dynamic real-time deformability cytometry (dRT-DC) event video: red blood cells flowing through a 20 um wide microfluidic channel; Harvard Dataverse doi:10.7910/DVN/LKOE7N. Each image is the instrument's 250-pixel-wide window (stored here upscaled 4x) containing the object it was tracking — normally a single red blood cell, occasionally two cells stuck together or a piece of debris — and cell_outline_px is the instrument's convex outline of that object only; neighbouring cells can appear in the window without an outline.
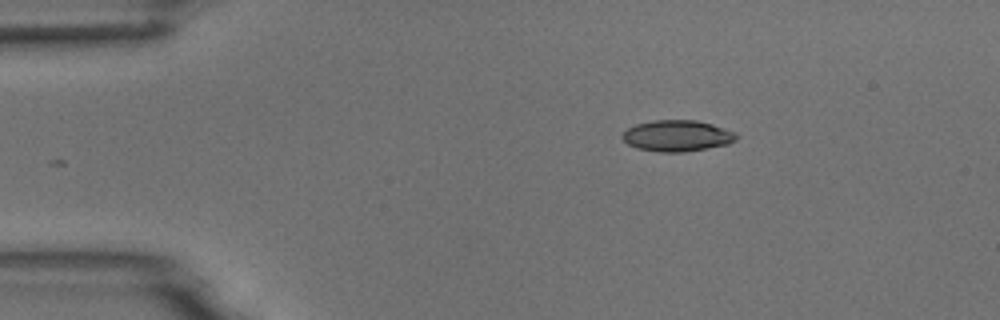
{"species": "common noctule bat (a hibernating species)", "species_latin": "Nyctalus noctula", "temperature_condition": "room temperature", "stored_images_in_passage": 46, "camera_frame_rate_fps": 3000, "um_per_image_px": 0.085, "animal": {"sex": "male", "body_mass_g": 18.8}, "frame": {"image": 1, "passage_image": 1, "time_ms": 0.0, "image_size_px": [1000, 320], "cell_outline_px": [[740, 136], [736, 140], [728, 144], [684, 152], [660, 152], [636, 148], [628, 144], [620, 136], [628, 128], [636, 124], [652, 120], [696, 120], [712, 124], [736, 132]], "centroid_in_image_um": [57.57, 11.54], "position_along_channel_um": 27.4, "area_um2": 20.81}}
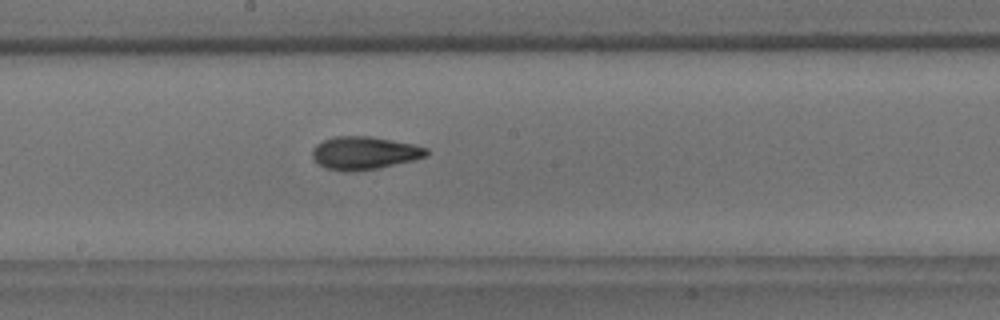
{"frame": {"image": 2, "passage_image": 21, "time_ms": 6.667, "image_size_px": [1000, 320], "cell_outline_px": [[428, 156], [380, 168], [344, 172], [324, 168], [316, 164], [312, 160], [312, 152], [316, 144], [332, 136], [368, 136], [392, 140], [412, 144], [428, 148]], "centroid_in_image_um": [30.92, 13.01], "position_along_channel_um": 217.3, "area_um2": 22.08}}
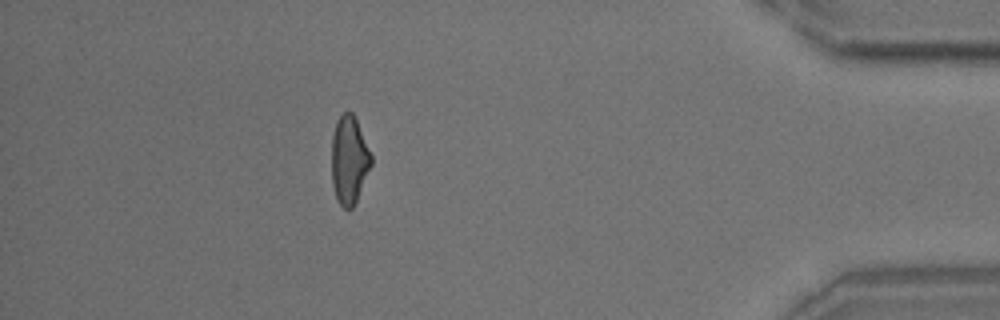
{"frame": {"image": 3, "passage_image": 40, "time_ms": 13.0, "image_size_px": [1000, 320], "cell_outline_px": [[372, 164], [356, 200], [352, 208], [344, 208], [336, 200], [332, 184], [332, 136], [336, 120], [344, 112], [352, 112], [356, 120], [372, 156]], "centroid_in_image_um": [29.66, 13.6], "position_along_channel_um": 405.5, "area_um2": 20.11}, "authors_computed_cell_mechanics": {"area_um2": 21.0103, "velocity_mm_per_s": 3.7226, "shape_relaxation_time_tau1_ms": 5.6295, "shape_relaxation_time_tau2_ms": 2.5101, "deformation_change_tau1": 0.1568, "deformation_change_tau2": 0.0884}}